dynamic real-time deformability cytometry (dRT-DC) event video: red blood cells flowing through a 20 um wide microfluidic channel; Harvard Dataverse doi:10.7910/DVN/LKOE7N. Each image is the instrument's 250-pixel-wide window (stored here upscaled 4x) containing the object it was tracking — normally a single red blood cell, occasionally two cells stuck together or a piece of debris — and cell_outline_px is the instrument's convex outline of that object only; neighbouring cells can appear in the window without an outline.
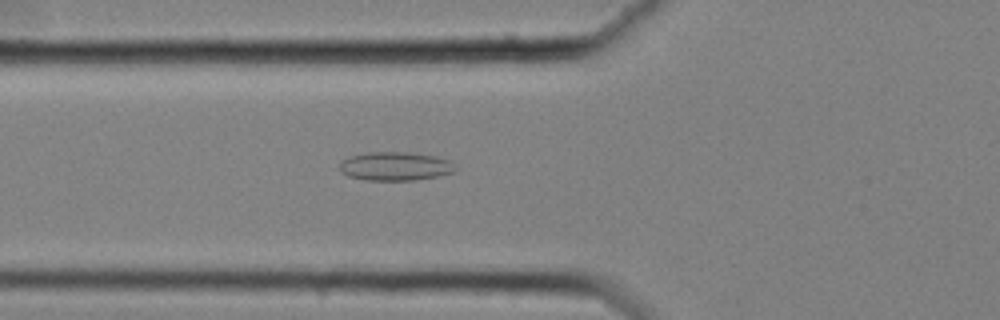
{"species": "common noctule bat (a hibernating species)", "species_latin": "Nyctalus noctula", "temperature_condition": "cold", "stored_images_in_passage": 45, "camera_frame_rate_fps": 3000, "um_per_image_px": 0.085, "animal": {"sex": "female", "body_mass_g": 25.1}, "frame": {"image": 1, "passage_image": 9, "time_ms": 2.667, "image_size_px": [1000, 320], "cell_outline_px": [[456, 172], [416, 180], [368, 180], [348, 176], [340, 172], [340, 164], [348, 156], [368, 152], [408, 152], [436, 156], [448, 160], [456, 168]], "centroid_in_image_um": [33.59, 14.13], "position_along_channel_um": 92.2, "area_um2": 19.31}}
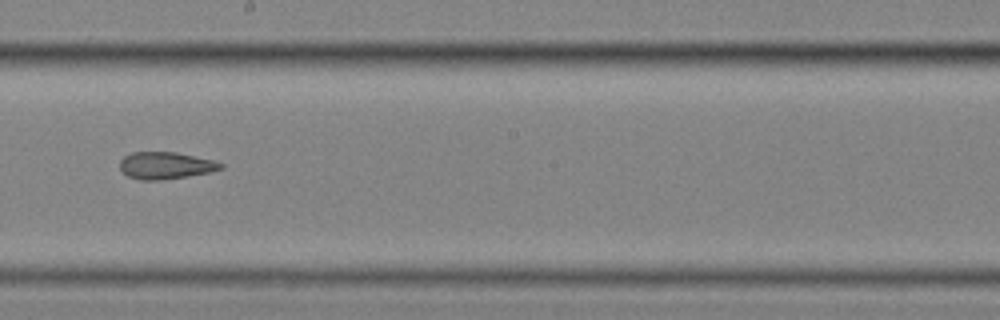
{"frame": {"image": 2, "passage_image": 21, "time_ms": 6.667, "image_size_px": [1000, 320], "cell_outline_px": [[224, 168], [208, 172], [188, 176], [160, 180], [140, 180], [128, 176], [120, 168], [120, 160], [124, 156], [132, 152], [176, 152], [212, 160], [224, 164]], "centroid_in_image_um": [14.06, 14.06], "position_along_channel_um": 234.1, "area_um2": 15.78}}
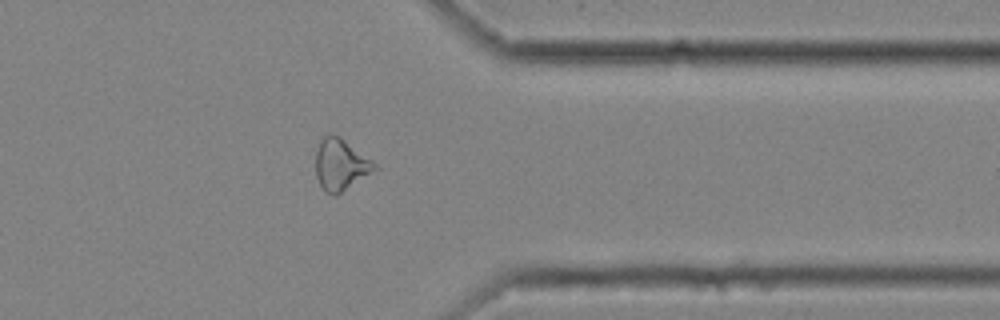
{"frame": {"image": 3, "passage_image": 34, "time_ms": 11.0, "image_size_px": [1000, 320], "cell_outline_px": [[380, 168], [336, 196], [332, 196], [324, 192], [316, 176], [316, 152], [320, 140], [324, 136], [340, 136], [372, 160]], "centroid_in_image_um": [28.97, 14.03], "position_along_channel_um": 382.4, "area_um2": 17.74}, "authors_computed_cell_mechanics": {"area_um2": 17.7446, "velocity_mm_per_s": 3.544, "shape_relaxation_time_tau1_ms": null, "shape_relaxation_time_tau2_ms": 3.4006, "deformation_change_tau1": null, "deformation_change_tau2": 0.1215}}